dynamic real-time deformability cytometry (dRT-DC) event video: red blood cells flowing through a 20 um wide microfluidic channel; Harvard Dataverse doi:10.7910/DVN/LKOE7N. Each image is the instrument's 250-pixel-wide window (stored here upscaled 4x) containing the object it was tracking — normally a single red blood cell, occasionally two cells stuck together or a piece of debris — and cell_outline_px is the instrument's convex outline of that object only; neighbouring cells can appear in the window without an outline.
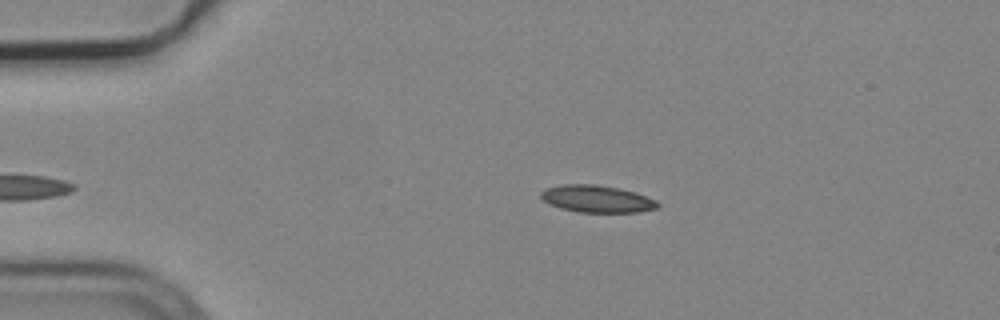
{"species": "common noctule bat (a hibernating species)", "species_latin": "Nyctalus noctula", "temperature_condition": "cold", "stored_images_in_passage": 2, "camera_frame_rate_fps": 3000, "um_per_image_px": 0.085, "animal": {"sex": "male", "body_mass_g": 19.2, "forearm_length_mm": 51.8}, "frame": {"image": 1, "passage_image": 2, "time_ms": 0.333, "image_size_px": [1000, 320], "cell_outline_px": [[660, 204], [656, 208], [640, 212], [580, 212], [560, 208], [544, 200], [540, 196], [540, 192], [544, 188], [564, 184], [596, 184], [620, 188], [636, 192], [656, 200]], "centroid_in_image_um": [50.75, 16.89], "position_along_channel_um": 34.3, "area_um2": 18.5}}